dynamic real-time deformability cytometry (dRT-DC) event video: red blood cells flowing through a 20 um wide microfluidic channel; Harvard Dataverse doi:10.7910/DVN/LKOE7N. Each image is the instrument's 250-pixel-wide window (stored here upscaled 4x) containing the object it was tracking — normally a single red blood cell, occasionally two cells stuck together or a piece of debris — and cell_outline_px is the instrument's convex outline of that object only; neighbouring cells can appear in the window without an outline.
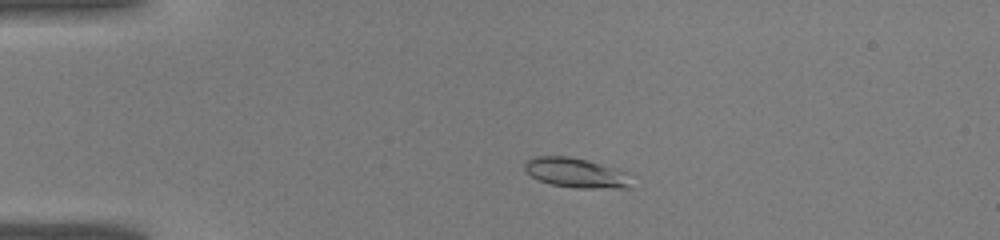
{"species": "common noctule bat (a hibernating species)", "species_latin": "Nyctalus noctula", "temperature_condition": "warm", "stored_images_in_passage": 40, "camera_frame_rate_fps": 3000, "um_per_image_px": 0.085, "animal": {"sex": "male", "body_mass_g": 19.0, "forearm_length_mm": 50.8}, "frame": {"image": 1, "passage_image": 7, "time_ms": 2.0, "image_size_px": [1000, 240], "cell_outline_px": [[632, 188], [576, 188], [552, 184], [540, 180], [532, 176], [524, 168], [524, 160], [532, 156], [568, 156], [588, 160], [616, 168], [628, 172]], "centroid_in_image_um": [48.98, 14.68], "position_along_channel_um": 36.0, "area_um2": 18.67}}
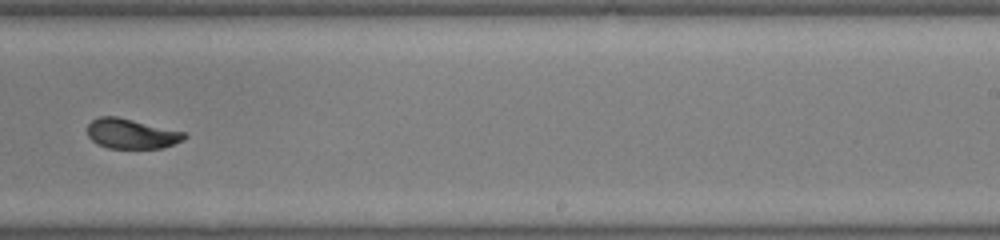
{"frame": {"image": 2, "passage_image": 25, "time_ms": 8.0, "image_size_px": [1000, 240], "cell_outline_px": [[188, 136], [184, 140], [164, 148], [108, 148], [96, 144], [88, 136], [88, 124], [92, 120], [100, 116], [116, 116], [188, 132]], "centroid_in_image_um": [11.22, 11.37], "position_along_channel_um": 277.8, "area_um2": 17.17}}
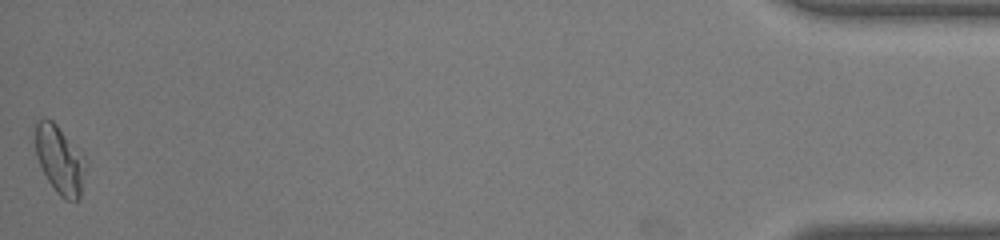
{"frame": {"image": 3, "passage_image": 40, "time_ms": 13.0, "image_size_px": [1000, 240], "cell_outline_px": [[88, 164], [80, 196], [76, 200], [64, 200], [56, 192], [48, 180], [36, 156], [36, 124], [44, 116], [52, 120], [56, 124], [84, 156]], "centroid_in_image_um": [5.11, 13.6], "position_along_channel_um": 430.1, "area_um2": 19.88}}